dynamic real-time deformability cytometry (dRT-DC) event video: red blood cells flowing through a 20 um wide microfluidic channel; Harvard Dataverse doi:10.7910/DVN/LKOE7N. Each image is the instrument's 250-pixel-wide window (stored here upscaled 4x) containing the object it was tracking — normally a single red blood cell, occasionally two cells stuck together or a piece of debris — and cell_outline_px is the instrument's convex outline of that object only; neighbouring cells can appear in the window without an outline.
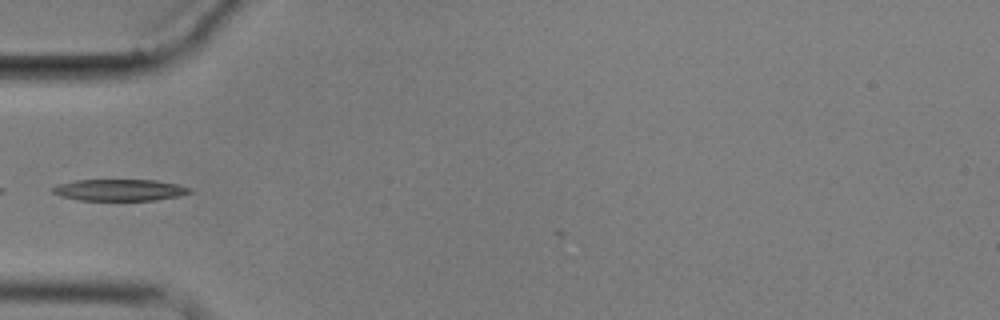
{"species": "common noctule bat (a hibernating species)", "species_latin": "Nyctalus noctula", "temperature_condition": "cold", "stored_images_in_passage": 3, "camera_frame_rate_fps": 3000, "um_per_image_px": 0.085, "animal": {"sex": "male", "body_mass_g": 17.9}, "frame": {"image": 1, "passage_image": 2, "time_ms": 1.333, "image_size_px": [1000, 320], "cell_outline_px": [[192, 192], [180, 196], [156, 200], [80, 200], [60, 196], [52, 192], [52, 188], [60, 184], [76, 180], [156, 180], [176, 184], [192, 188]], "centroid_in_image_um": [10.21, 16.15], "position_along_channel_um": 74.8, "area_um2": 17.17}}
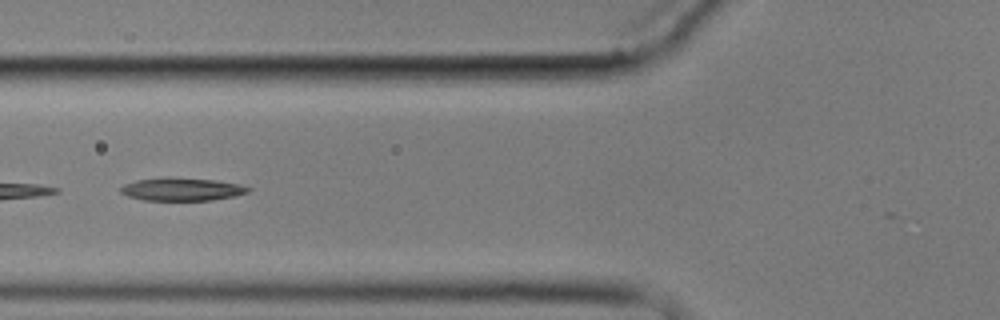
{"frame": {"image": 2, "passage_image": 3, "time_ms": 2.333, "image_size_px": [1000, 320], "cell_outline_px": [[252, 188], [248, 192], [236, 196], [212, 200], [144, 200], [128, 196], [120, 192], [120, 188], [124, 184], [136, 180], [164, 176], [216, 180], [240, 184]], "centroid_in_image_um": [15.46, 16.07], "position_along_channel_um": 110.3, "area_um2": 17.28}}